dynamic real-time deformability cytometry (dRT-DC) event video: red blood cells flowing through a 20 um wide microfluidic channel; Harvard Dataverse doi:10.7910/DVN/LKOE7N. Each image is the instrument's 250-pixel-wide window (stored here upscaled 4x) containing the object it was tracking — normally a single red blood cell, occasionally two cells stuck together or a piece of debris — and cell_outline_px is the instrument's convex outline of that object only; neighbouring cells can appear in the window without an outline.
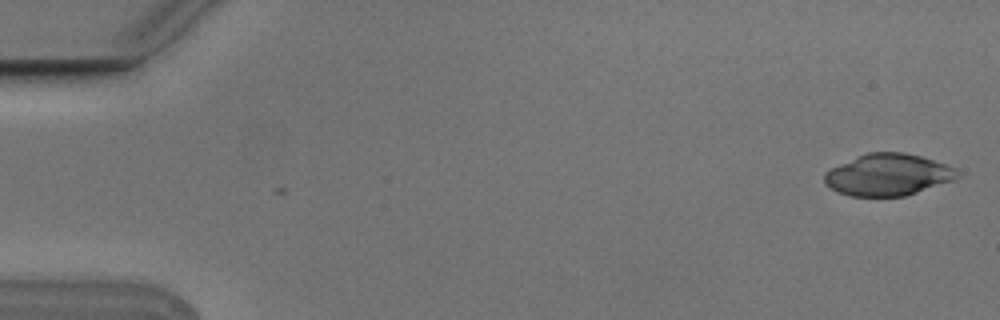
{"species": "Egyptian fruit bat (a non-hibernating species)", "species_latin": "Rousettus aegyptiacus", "temperature_condition": "cold", "stored_images_in_passage": 6, "camera_frame_rate_fps": 3000, "um_per_image_px": 0.085, "animal": {"sex": "male"}, "frame": {"image": 1, "passage_image": 1, "time_ms": 0.0, "image_size_px": [1000, 320], "cell_outline_px": [[960, 176], [952, 180], [904, 196], [852, 196], [840, 192], [824, 184], [824, 176], [832, 168], [840, 164], [868, 152], [904, 152], [920, 156], [956, 168]], "centroid_in_image_um": [75.49, 14.85], "position_along_channel_um": 9.5, "area_um2": 31.73}}